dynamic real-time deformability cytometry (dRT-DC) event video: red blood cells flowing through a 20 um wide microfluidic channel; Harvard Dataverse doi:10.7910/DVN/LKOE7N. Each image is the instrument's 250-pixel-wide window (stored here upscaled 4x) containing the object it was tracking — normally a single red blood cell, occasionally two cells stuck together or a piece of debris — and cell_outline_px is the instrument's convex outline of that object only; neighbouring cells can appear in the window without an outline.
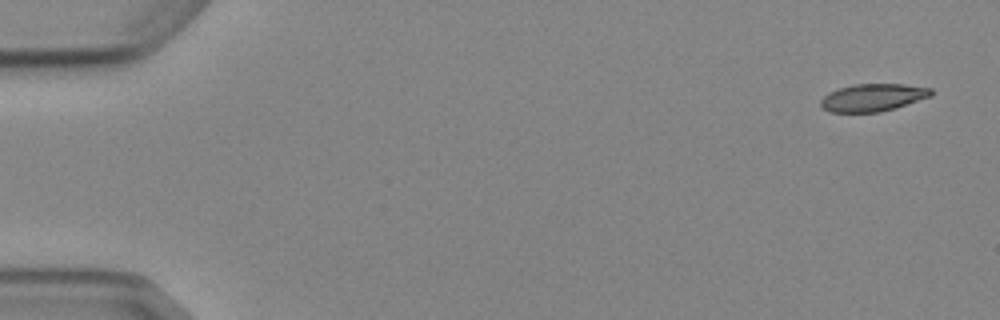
{"species": "Egyptian fruit bat (a non-hibernating species)", "species_latin": "Rousettus aegyptiacus", "temperature_condition": "cold", "stored_images_in_passage": 4, "camera_frame_rate_fps": 3000, "um_per_image_px": 0.085, "animal": {"sex": "female"}, "frame": {"image": 1, "passage_image": 1, "time_ms": 0.0, "image_size_px": [1000, 320], "cell_outline_px": [[932, 96], [896, 108], [880, 112], [828, 112], [820, 104], [820, 100], [828, 92], [852, 84], [904, 84], [932, 88]], "centroid_in_image_um": [74.2, 8.29], "position_along_channel_um": 10.8, "area_um2": 17.8}}
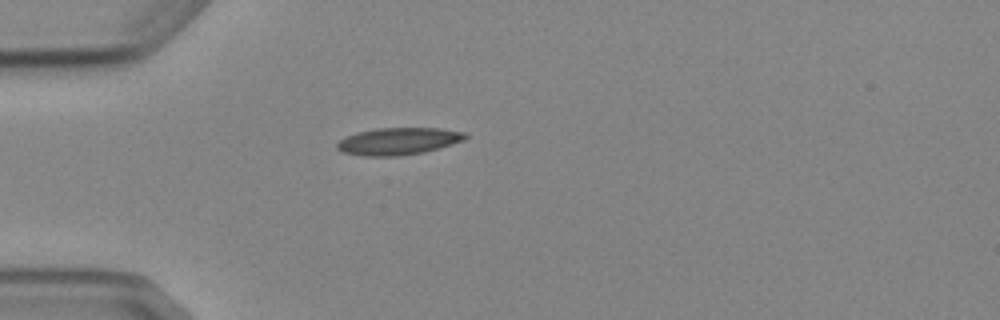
{"frame": {"image": 2, "passage_image": 4, "time_ms": 4.333, "image_size_px": [1000, 320], "cell_outline_px": [[468, 136], [464, 140], [440, 148], [424, 152], [396, 156], [364, 156], [340, 152], [336, 148], [336, 144], [344, 136], [356, 132], [376, 128], [440, 128], [464, 132]], "centroid_in_image_um": [33.82, 12.0], "position_along_channel_um": 51.2, "area_um2": 20.46}}